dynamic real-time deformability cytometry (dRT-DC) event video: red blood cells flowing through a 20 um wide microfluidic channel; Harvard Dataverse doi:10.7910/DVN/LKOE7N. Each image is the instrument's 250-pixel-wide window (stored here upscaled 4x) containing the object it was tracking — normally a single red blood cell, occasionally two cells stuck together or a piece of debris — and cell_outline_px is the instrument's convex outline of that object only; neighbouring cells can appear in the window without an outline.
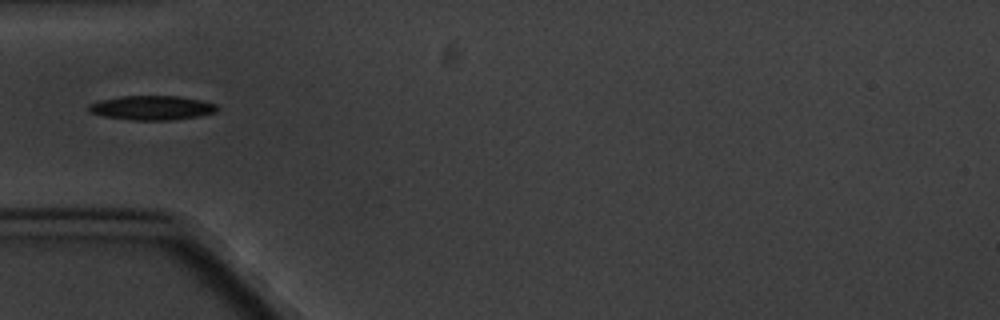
{"species": "common noctule bat (a hibernating species)", "species_latin": "Nyctalus noctula", "temperature_condition": "cold", "stored_images_in_passage": 1, "camera_frame_rate_fps": 3000, "um_per_image_px": 0.085, "animal": {"sex": "male", "body_mass_g": 20.1, "forearm_length_mm": 53.5}, "frame": {"image": 1, "passage_image": 1, "time_ms": 0.0, "image_size_px": [1000, 320], "cell_outline_px": [[220, 108], [216, 112], [196, 116], [172, 120], [128, 120], [104, 116], [88, 112], [88, 104], [100, 100], [120, 96], [180, 96], [200, 100], [216, 104]], "centroid_in_image_um": [12.89, 9.16], "position_along_channel_um": 72.1, "area_um2": 18.26}}